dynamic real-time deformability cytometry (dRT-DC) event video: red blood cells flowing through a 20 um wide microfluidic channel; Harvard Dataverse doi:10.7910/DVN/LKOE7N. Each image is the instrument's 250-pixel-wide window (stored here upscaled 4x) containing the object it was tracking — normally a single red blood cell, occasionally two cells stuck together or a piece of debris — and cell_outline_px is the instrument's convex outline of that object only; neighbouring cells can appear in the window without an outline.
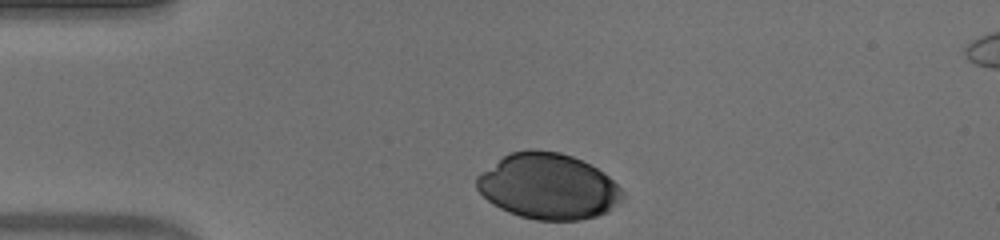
{"species": "human", "species_latin": "Homo sapiens", "temperature_condition": "warm", "stored_images_in_passage": 32, "camera_frame_rate_fps": 3000, "um_per_image_px": 0.085, "donor": {"sex": "male"}, "frame": {"image": 1, "passage_image": 1, "time_ms": 0.0, "image_size_px": [1000, 240], "cell_outline_px": [[624, 196], [620, 204], [608, 212], [596, 216], [580, 220], [536, 220], [520, 216], [508, 212], [492, 204], [476, 188], [476, 176], [504, 156], [512, 152], [528, 148], [560, 152], [572, 156], [604, 172], [624, 192]], "centroid_in_image_um": [46.61, 15.85], "position_along_channel_um": 38.4, "area_um2": 55.89}}
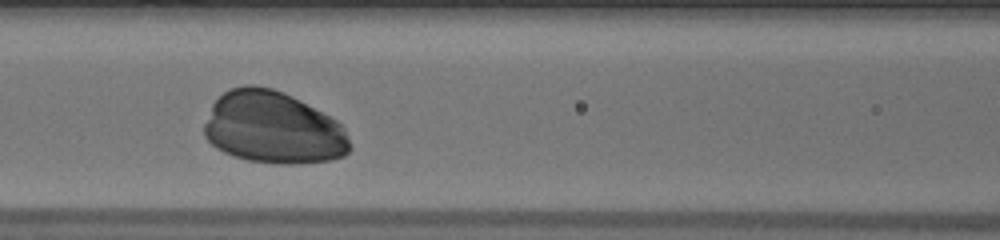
{"frame": {"image": 2, "passage_image": 12, "time_ms": 3.667, "image_size_px": [1000, 240], "cell_outline_px": [[352, 148], [344, 156], [332, 160], [292, 164], [284, 164], [248, 160], [224, 152], [216, 148], [204, 136], [204, 124], [212, 104], [224, 92], [232, 88], [244, 84], [252, 84], [272, 88], [292, 96], [336, 120], [344, 128], [348, 136]], "centroid_in_image_um": [23.21, 10.86], "position_along_channel_um": 143.4, "area_um2": 61.21}}
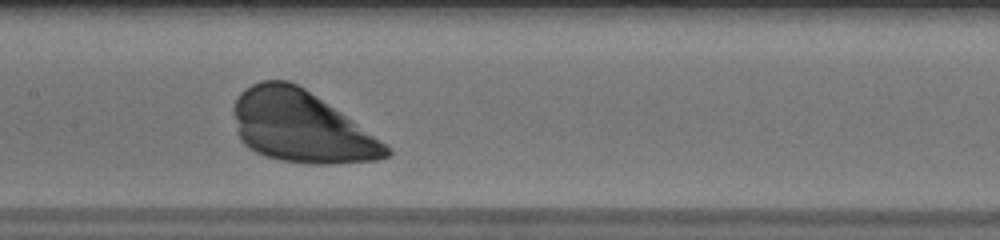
{"frame": {"image": 3, "passage_image": 15, "time_ms": 4.667, "image_size_px": [1000, 240], "cell_outline_px": [[392, 152], [388, 156], [376, 160], [328, 164], [308, 164], [280, 160], [264, 156], [248, 148], [240, 140], [232, 112], [232, 108], [236, 96], [240, 92], [252, 84], [260, 80], [288, 80], [304, 88], [340, 112], [392, 148]], "centroid_in_image_um": [25.54, 10.78], "position_along_channel_um": 181.9, "area_um2": 63.46}}